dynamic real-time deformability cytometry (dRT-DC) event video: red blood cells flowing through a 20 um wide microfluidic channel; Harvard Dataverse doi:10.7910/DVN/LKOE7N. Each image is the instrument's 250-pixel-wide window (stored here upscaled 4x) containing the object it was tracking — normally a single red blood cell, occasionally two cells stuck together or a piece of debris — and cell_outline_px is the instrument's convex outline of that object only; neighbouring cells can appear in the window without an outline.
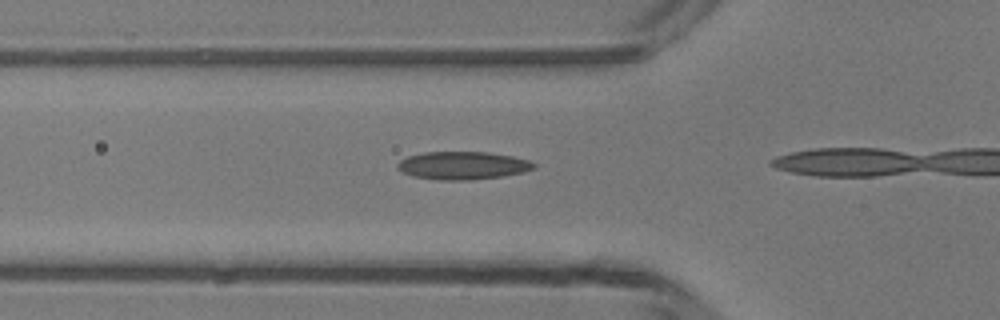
{"species": "common noctule bat (a hibernating species)", "species_latin": "Nyctalus noctula", "temperature_condition": "room temperature", "stored_images_in_passage": 8, "camera_frame_rate_fps": 3000, "um_per_image_px": 0.085, "animal": {"sex": "male", "body_mass_g": 13.3}, "frame": {"image": 1, "passage_image": 4, "time_ms": 1.0, "image_size_px": [1000, 320], "cell_outline_px": [[536, 168], [524, 172], [504, 176], [472, 180], [440, 180], [412, 176], [400, 172], [396, 168], [396, 164], [400, 160], [408, 156], [424, 152], [488, 152], [512, 156], [528, 160], [536, 164]], "centroid_in_image_um": [39.32, 14.07], "position_along_channel_um": 86.5, "area_um2": 22.43}}
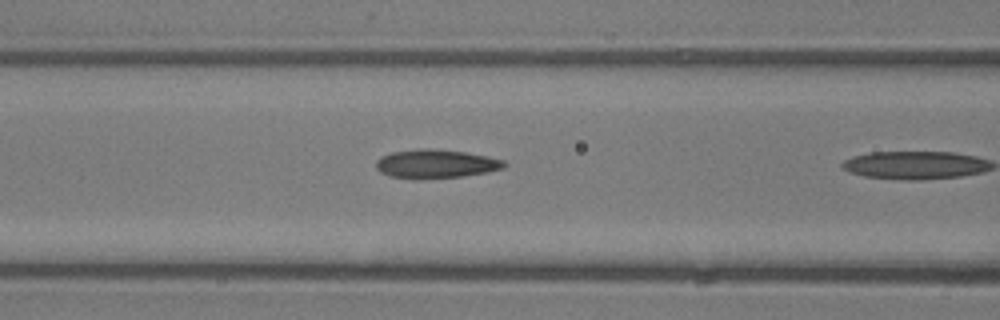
{"frame": {"image": 2, "passage_image": 7, "time_ms": 2.0, "image_size_px": [1000, 320], "cell_outline_px": [[508, 164], [504, 168], [488, 172], [464, 176], [416, 180], [412, 180], [392, 176], [380, 172], [376, 168], [376, 160], [380, 156], [392, 152], [416, 148], [428, 148], [464, 152], [488, 156], [504, 160]], "centroid_in_image_um": [37.03, 13.93], "position_along_channel_um": 129.6, "area_um2": 21.85}}